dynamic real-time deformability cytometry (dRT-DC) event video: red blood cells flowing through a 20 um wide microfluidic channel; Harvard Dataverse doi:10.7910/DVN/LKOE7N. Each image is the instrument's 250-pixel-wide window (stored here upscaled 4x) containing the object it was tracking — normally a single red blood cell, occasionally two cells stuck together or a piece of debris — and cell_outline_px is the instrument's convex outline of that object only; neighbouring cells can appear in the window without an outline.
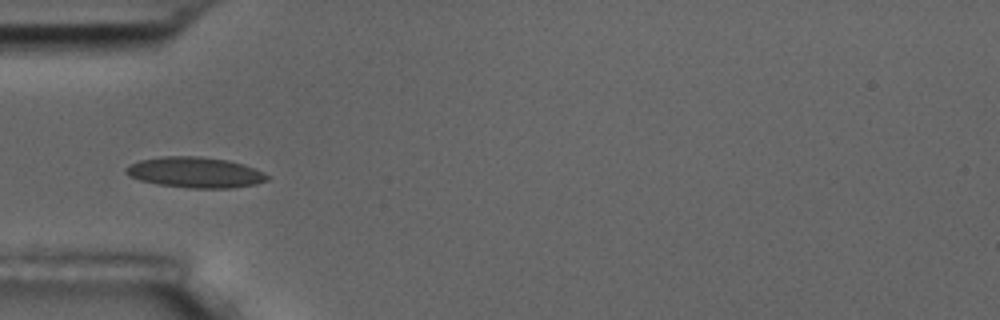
{"species": "common noctule bat (a hibernating species)", "species_latin": "Nyctalus noctula", "temperature_condition": "room temperature", "stored_images_in_passage": 11, "camera_frame_rate_fps": 3000, "um_per_image_px": 0.085, "animal": {"sex": "male", "body_mass_g": 17.5, "forearm_length_mm": 52.3}, "frame": {"image": 1, "passage_image": 1, "time_ms": 0.0, "image_size_px": [1000, 320], "cell_outline_px": [[268, 180], [256, 184], [232, 188], [188, 188], [156, 184], [140, 180], [128, 176], [124, 172], [124, 168], [140, 160], [160, 156], [200, 156], [228, 160], [244, 164], [256, 168], [264, 172], [268, 176]], "centroid_in_image_um": [16.59, 14.65], "position_along_channel_um": 68.4, "area_um2": 25.49}}
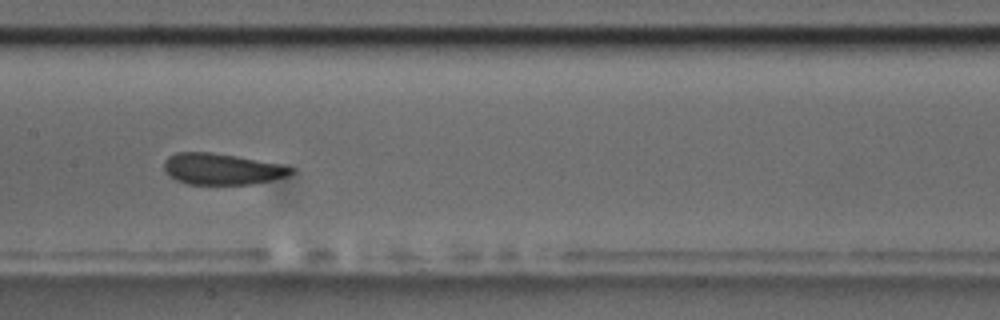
{"frame": {"image": 2, "passage_image": 4, "time_ms": 3.333, "image_size_px": [1000, 320], "cell_outline_px": [[296, 172], [288, 176], [272, 180], [252, 184], [188, 184], [176, 180], [168, 176], [164, 172], [164, 160], [168, 156], [176, 152], [208, 152], [236, 156], [284, 164], [292, 168]], "centroid_in_image_um": [18.86, 14.37], "position_along_channel_um": 188.5, "area_um2": 23.35}}
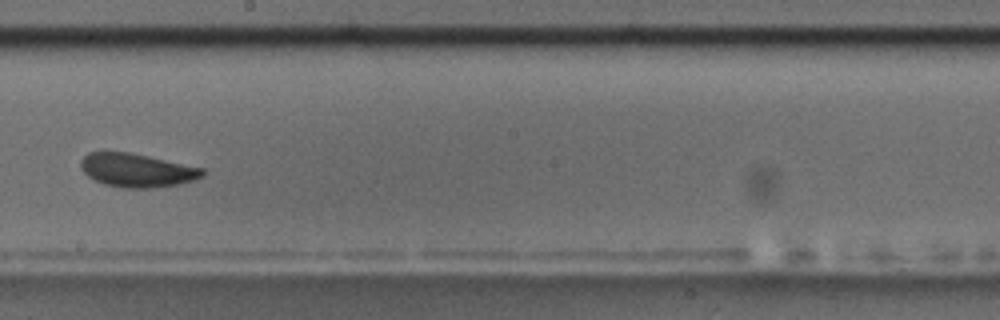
{"frame": {"image": 3, "passage_image": 5, "time_ms": 4.667, "image_size_px": [1000, 320], "cell_outline_px": [[204, 176], [196, 180], [180, 184], [148, 188], [124, 188], [104, 184], [88, 176], [80, 168], [80, 160], [88, 152], [128, 152], [148, 156], [204, 168]], "centroid_in_image_um": [11.65, 14.47], "position_along_channel_um": 236.6, "area_um2": 23.81}, "authors_computed_cell_mechanics": {"area_um2": 23.3512, "velocity_mm_per_s": 3.6231, "shape_relaxation_time_tau1_ms": 2.0034, "shape_relaxation_time_tau2_ms": 1.2703, "deformation_change_tau1": 0.0672, "deformation_change_tau2": 0.0519}}